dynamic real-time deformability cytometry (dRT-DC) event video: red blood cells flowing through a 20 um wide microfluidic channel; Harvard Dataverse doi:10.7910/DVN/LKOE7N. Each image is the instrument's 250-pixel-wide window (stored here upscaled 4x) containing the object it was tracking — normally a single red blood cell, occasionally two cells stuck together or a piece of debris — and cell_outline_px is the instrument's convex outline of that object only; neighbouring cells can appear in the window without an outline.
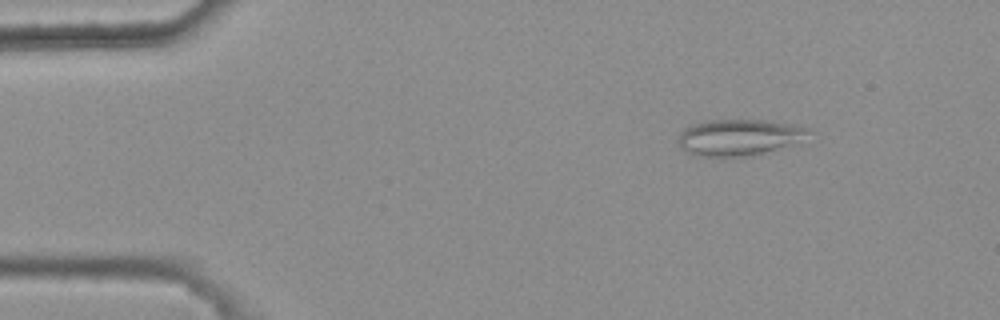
{"species": "common noctule bat (a hibernating species)", "species_latin": "Nyctalus noctula", "temperature_condition": "warm", "stored_images_in_passage": 45, "camera_frame_rate_fps": 3000, "um_per_image_px": 0.085, "animal": {"sex": "female", "body_mass_g": 25.1}, "frame": {"image": 1, "passage_image": 5, "time_ms": 1.333, "image_size_px": [1000, 320], "cell_outline_px": [[812, 132], [788, 144], [752, 156], [696, 156], [680, 148], [676, 140], [680, 132], [684, 128], [692, 124], [704, 120], [768, 120], [796, 124], [808, 128]], "centroid_in_image_um": [62.71, 11.65], "position_along_channel_um": 22.3, "area_um2": 27.4}}
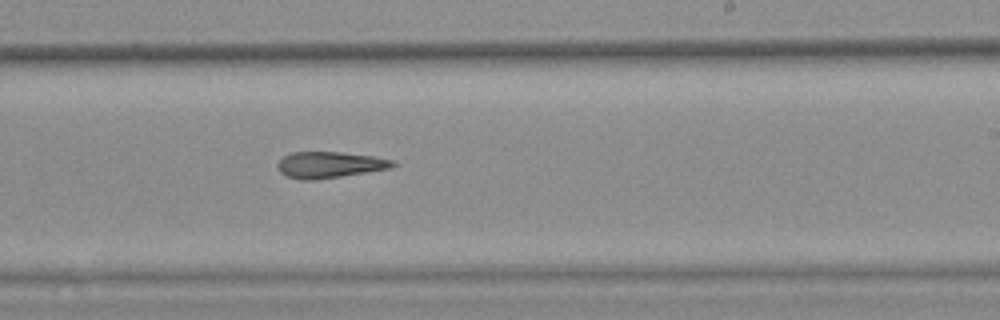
{"frame": {"image": 2, "passage_image": 30, "time_ms": 9.667, "image_size_px": [1000, 320], "cell_outline_px": [[396, 164], [392, 168], [340, 176], [312, 180], [300, 180], [284, 176], [280, 172], [276, 164], [284, 156], [292, 152], [340, 152], [372, 156], [392, 160]], "centroid_in_image_um": [27.97, 14.01], "position_along_channel_um": 261.0, "area_um2": 17.51}}
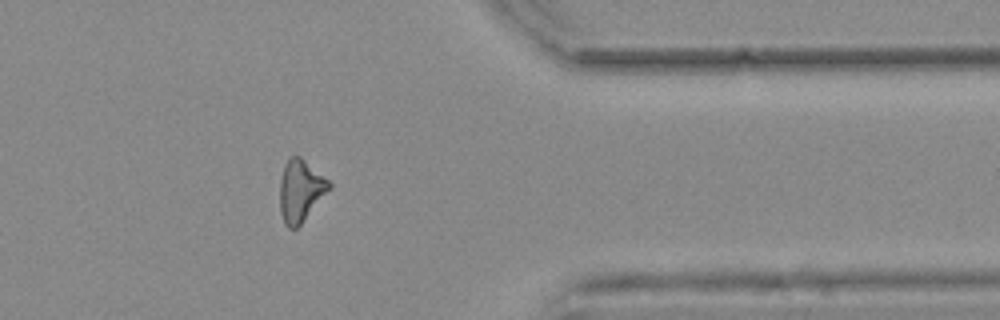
{"frame": {"image": 3, "passage_image": 41, "time_ms": 13.333, "image_size_px": [1000, 320], "cell_outline_px": [[332, 188], [300, 224], [296, 228], [288, 228], [284, 224], [280, 212], [280, 180], [284, 164], [288, 156], [300, 156], [328, 180], [332, 184]], "centroid_in_image_um": [25.53, 16.2], "position_along_channel_um": 385.9, "area_um2": 17.8}, "authors_computed_cell_mechanics": {"area_um2": 18.2648, "velocity_mm_per_s": 3.8107, "shape_relaxation_time_tau1_ms": null, "shape_relaxation_time_tau2_ms": 8.4491, "deformation_change_tau1": null, "deformation_change_tau2": 0.2312}}